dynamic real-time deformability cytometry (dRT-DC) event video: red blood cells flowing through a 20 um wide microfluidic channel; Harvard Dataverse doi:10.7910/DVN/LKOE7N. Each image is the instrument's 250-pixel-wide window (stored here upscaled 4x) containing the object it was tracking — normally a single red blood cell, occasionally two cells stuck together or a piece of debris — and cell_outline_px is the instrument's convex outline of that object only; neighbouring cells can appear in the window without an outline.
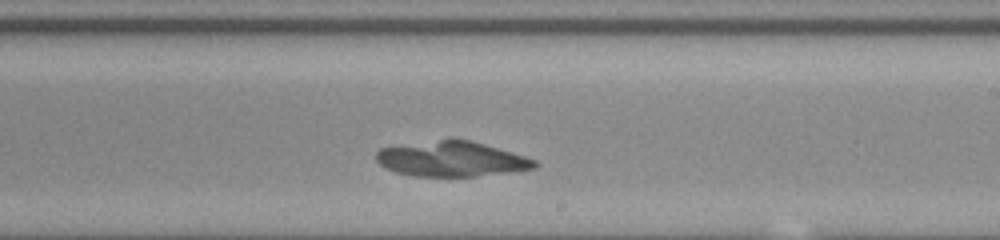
{"species": "common noctule bat (a hibernating species)", "species_latin": "Nyctalus noctula", "temperature_condition": "room temperature", "stored_images_in_passage": 28, "camera_frame_rate_fps": 3000, "um_per_image_px": 0.085, "animal": {"sex": "male", "body_mass_g": 20.0, "forearm_length_mm": 53.3}, "frame": {"image": 1, "passage_image": 17, "time_ms": 5.333, "image_size_px": [1000, 240], "cell_outline_px": [[540, 164], [536, 168], [476, 176], [412, 176], [396, 172], [384, 168], [376, 160], [376, 152], [380, 148], [440, 140], [472, 140], [524, 156], [536, 160]], "centroid_in_image_um": [38.38, 13.53], "position_along_channel_um": 250.6, "area_um2": 31.96}}
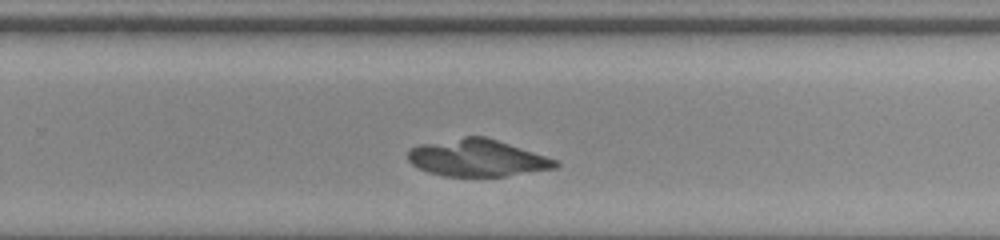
{"frame": {"image": 2, "passage_image": 20, "time_ms": 6.333, "image_size_px": [1000, 240], "cell_outline_px": [[560, 164], [556, 168], [504, 176], [444, 176], [428, 172], [416, 168], [408, 160], [408, 152], [412, 148], [420, 144], [464, 136], [484, 136], [560, 160]], "centroid_in_image_um": [40.58, 13.43], "position_along_channel_um": 289.2, "area_um2": 31.85}}